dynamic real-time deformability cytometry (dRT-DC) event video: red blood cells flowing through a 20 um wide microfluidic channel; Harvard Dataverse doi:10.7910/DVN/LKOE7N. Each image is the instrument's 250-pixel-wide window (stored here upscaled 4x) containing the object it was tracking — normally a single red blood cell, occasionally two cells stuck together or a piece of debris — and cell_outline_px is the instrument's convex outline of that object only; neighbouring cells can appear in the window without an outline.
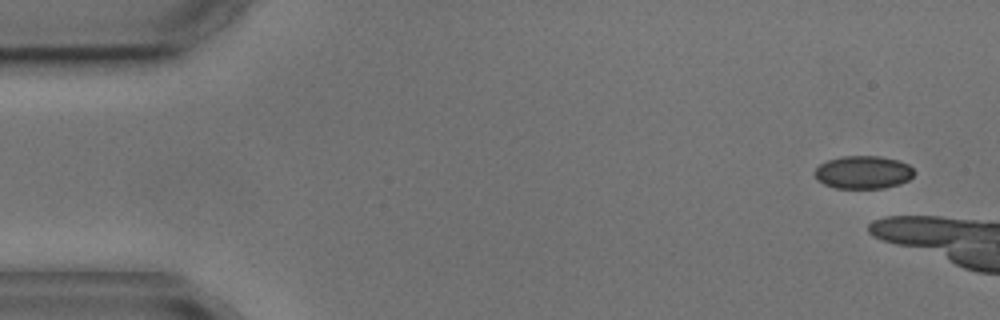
{"species": "common noctule bat (a hibernating species)", "species_latin": "Nyctalus noctula", "temperature_condition": "cold", "stored_images_in_passage": 4, "camera_frame_rate_fps": 3000, "um_per_image_px": 0.085, "animal": {"sex": "male", "body_mass_g": 17.9, "forearm_length_mm": 54.2}, "frame": {"image": 1, "passage_image": 1, "time_ms": 0.0, "image_size_px": [1000, 320], "cell_outline_px": [[916, 172], [908, 180], [900, 184], [884, 188], [836, 188], [824, 184], [816, 180], [816, 168], [820, 164], [828, 160], [844, 156], [880, 156], [900, 160], [908, 164]], "centroid_in_image_um": [73.4, 14.64], "position_along_channel_um": 11.6, "area_um2": 19.13}}